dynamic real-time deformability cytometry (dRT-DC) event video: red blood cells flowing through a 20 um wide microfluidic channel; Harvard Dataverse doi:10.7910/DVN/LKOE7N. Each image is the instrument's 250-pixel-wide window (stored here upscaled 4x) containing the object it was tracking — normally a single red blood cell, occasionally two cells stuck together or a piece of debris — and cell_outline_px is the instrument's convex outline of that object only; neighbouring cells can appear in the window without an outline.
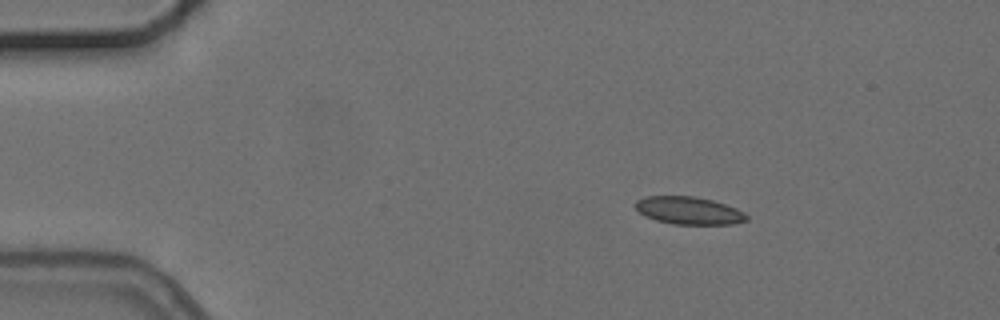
{"species": "common noctule bat (a hibernating species)", "species_latin": "Nyctalus noctula", "temperature_condition": "cold", "stored_images_in_passage": 3, "camera_frame_rate_fps": 3000, "um_per_image_px": 0.085, "animal": {"sex": "female", "body_mass_g": 24.6, "forearm_length_mm": 56.2}, "frame": {"image": 1, "passage_image": 1, "time_ms": 0.0, "image_size_px": [1000, 320], "cell_outline_px": [[748, 220], [732, 224], [672, 224], [656, 220], [644, 216], [636, 208], [636, 200], [644, 196], [696, 196], [712, 200], [736, 208], [744, 212], [748, 216]], "centroid_in_image_um": [58.55, 17.89], "position_along_channel_um": 26.5, "area_um2": 17.92}}